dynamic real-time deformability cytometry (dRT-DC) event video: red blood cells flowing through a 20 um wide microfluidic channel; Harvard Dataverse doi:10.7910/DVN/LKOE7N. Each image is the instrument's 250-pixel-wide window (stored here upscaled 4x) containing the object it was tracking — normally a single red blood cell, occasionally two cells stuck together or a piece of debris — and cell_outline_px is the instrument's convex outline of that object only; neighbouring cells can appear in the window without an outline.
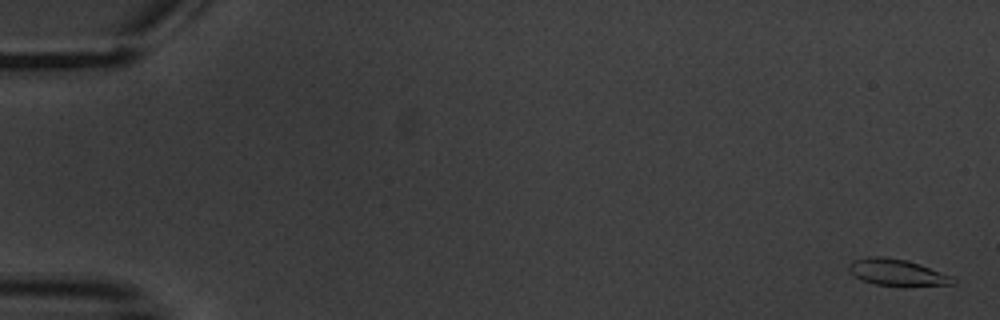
{"species": "common noctule bat (a hibernating species)", "species_latin": "Nyctalus noctula", "temperature_condition": "warm", "stored_images_in_passage": 5, "camera_frame_rate_fps": 3000, "um_per_image_px": 0.085, "animal": {"sex": "male", "body_mass_g": 20.1, "forearm_length_mm": 53.5}, "frame": {"image": 1, "passage_image": 1, "time_ms": 0.0, "image_size_px": [1000, 320], "cell_outline_px": [[956, 284], [904, 288], [876, 284], [864, 280], [856, 276], [848, 268], [848, 264], [852, 260], [868, 256], [884, 256], [908, 260], [920, 264], [952, 276], [956, 280]], "centroid_in_image_um": [76.31, 23.18], "position_along_channel_um": 8.7, "area_um2": 16.65}}